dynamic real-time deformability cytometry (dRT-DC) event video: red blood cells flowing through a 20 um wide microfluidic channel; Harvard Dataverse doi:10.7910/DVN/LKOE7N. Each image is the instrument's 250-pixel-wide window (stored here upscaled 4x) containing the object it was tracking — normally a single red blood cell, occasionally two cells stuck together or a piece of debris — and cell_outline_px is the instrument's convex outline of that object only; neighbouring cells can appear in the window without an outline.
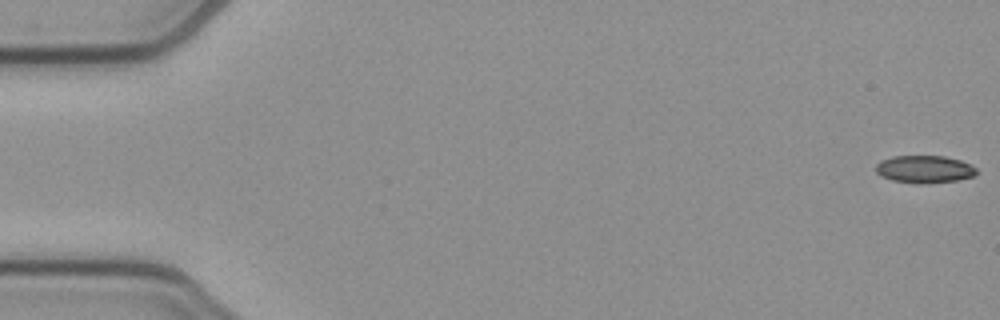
{"species": "common noctule bat (a hibernating species)", "species_latin": "Nyctalus noctula", "temperature_condition": "cold", "stored_images_in_passage": 52, "camera_frame_rate_fps": 3000, "um_per_image_px": 0.085, "animal": {"sex": "female", "body_mass_g": 21.9}, "frame": {"image": 1, "passage_image": 1, "time_ms": 0.0, "image_size_px": [1000, 320], "cell_outline_px": [[976, 176], [956, 180], [928, 184], [920, 184], [892, 180], [880, 176], [876, 172], [876, 164], [880, 160], [892, 156], [944, 156], [960, 160], [976, 168]], "centroid_in_image_um": [78.55, 14.39], "position_along_channel_um": 6.4, "area_um2": 16.24}}
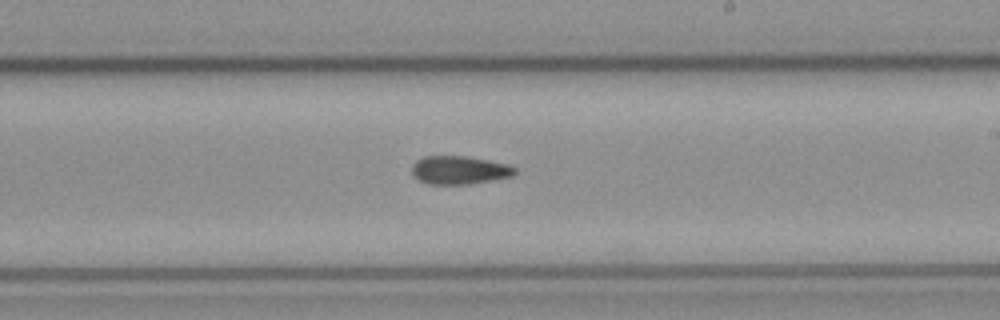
{"frame": {"image": 2, "passage_image": 31, "time_ms": 10.0, "image_size_px": [1000, 320], "cell_outline_px": [[516, 172], [512, 176], [472, 184], [428, 184], [412, 176], [412, 164], [416, 160], [424, 156], [468, 156], [508, 164], [516, 168]], "centroid_in_image_um": [39.03, 14.45], "position_along_channel_um": 250.0, "area_um2": 17.11}}
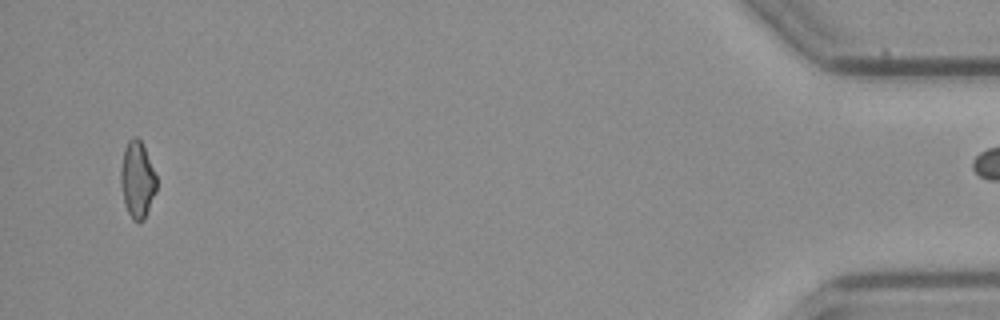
{"frame": {"image": 3, "passage_image": 51, "time_ms": 16.667, "image_size_px": [1000, 320], "cell_outline_px": [[156, 192], [144, 220], [132, 220], [124, 204], [120, 184], [120, 168], [124, 148], [128, 140], [132, 136], [136, 136], [140, 140], [144, 148], [156, 176]], "centroid_in_image_um": [11.64, 15.27], "position_along_channel_um": 423.6, "area_um2": 15.95}}